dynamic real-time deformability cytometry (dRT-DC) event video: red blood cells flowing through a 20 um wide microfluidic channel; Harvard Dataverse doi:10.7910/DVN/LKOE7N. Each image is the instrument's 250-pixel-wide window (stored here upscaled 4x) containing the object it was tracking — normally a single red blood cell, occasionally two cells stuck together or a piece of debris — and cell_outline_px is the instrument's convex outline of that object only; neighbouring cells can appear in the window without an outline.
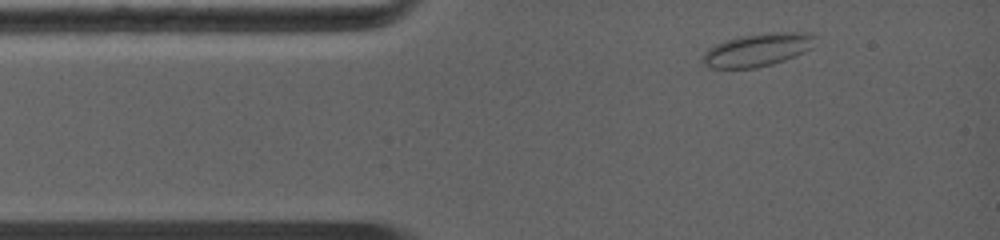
{"species": "common noctule bat (a hibernating species)", "species_latin": "Nyctalus noctula", "temperature_condition": "warm", "stored_images_in_passage": 54, "camera_frame_rate_fps": 5000, "um_per_image_px": 0.085, "animal": {"sex": "female", "body_mass_g": 19.0, "forearm_length_mm": 56.7}, "frame": {"image": 1, "passage_image": 1, "time_ms": 0.0, "image_size_px": [1000, 240], "cell_outline_px": [[816, 36], [808, 48], [804, 52], [796, 56], [772, 64], [756, 68], [712, 68], [704, 64], [700, 60], [704, 52], [708, 48], [716, 44], [728, 40], [744, 36], [772, 32], [812, 32]], "centroid_in_image_um": [64.36, 4.25], "position_along_channel_um": 20.6, "area_um2": 21.39}}
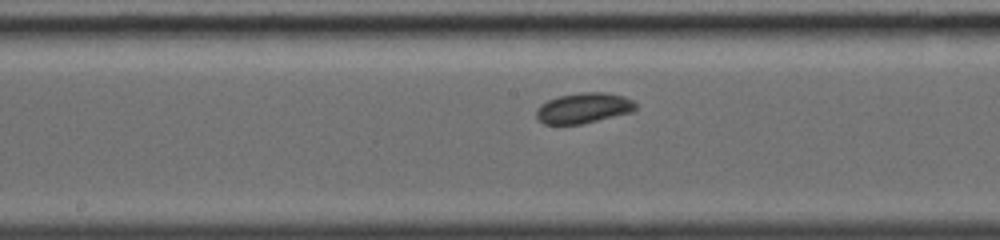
{"frame": {"image": 2, "passage_image": 25, "time_ms": 4.8, "image_size_px": [1000, 240], "cell_outline_px": [[636, 108], [632, 112], [580, 124], [544, 124], [536, 116], [536, 108], [540, 104], [548, 100], [560, 96], [580, 92], [604, 92], [624, 96], [632, 100], [636, 104]], "centroid_in_image_um": [49.59, 9.18], "position_along_channel_um": 198.6, "area_um2": 17.51}}
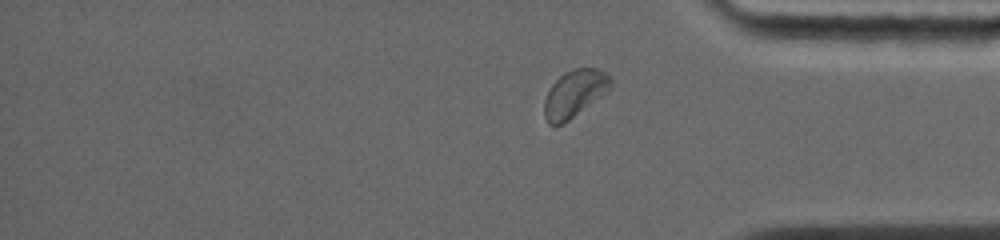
{"frame": {"image": 3, "passage_image": 47, "time_ms": 9.2, "image_size_px": [1000, 240], "cell_outline_px": [[612, 88], [564, 124], [556, 128], [548, 124], [544, 116], [544, 100], [552, 84], [564, 72], [572, 68], [596, 68], [604, 72], [612, 80]], "centroid_in_image_um": [48.81, 7.99], "position_along_channel_um": 386.4, "area_um2": 18.44}, "authors_computed_cell_mechanics": {"area_um2": 17.5423, "velocity_mm_per_s": 4.417, "shape_relaxation_time_tau1_ms": 1.2457, "shape_relaxation_time_tau2_ms": null, "deformation_change_tau1": 0.0436, "deformation_change_tau2": null}}